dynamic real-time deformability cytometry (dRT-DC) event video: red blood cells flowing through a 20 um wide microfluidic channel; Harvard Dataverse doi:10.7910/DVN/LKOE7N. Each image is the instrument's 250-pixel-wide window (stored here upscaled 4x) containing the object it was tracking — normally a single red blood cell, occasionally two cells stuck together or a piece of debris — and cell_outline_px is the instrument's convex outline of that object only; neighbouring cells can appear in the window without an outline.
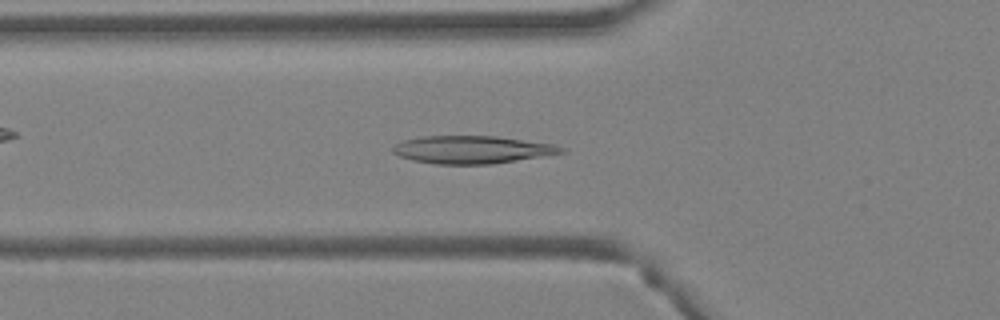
{"species": "Egyptian fruit bat (a non-hibernating species)", "species_latin": "Rousettus aegyptiacus", "temperature_condition": "warm", "stored_images_in_passage": 34, "camera_frame_rate_fps": 3000, "um_per_image_px": 0.085, "animal": {"sex": "female"}, "frame": {"image": 1, "passage_image": 5, "time_ms": 1.333, "image_size_px": [1000, 320], "cell_outline_px": [[568, 152], [492, 164], [436, 164], [412, 160], [400, 156], [392, 152], [392, 148], [396, 144], [404, 140], [420, 136], [496, 136], [552, 144], [564, 148]], "centroid_in_image_um": [40.12, 12.72], "position_along_channel_um": 85.7, "area_um2": 27.11}}
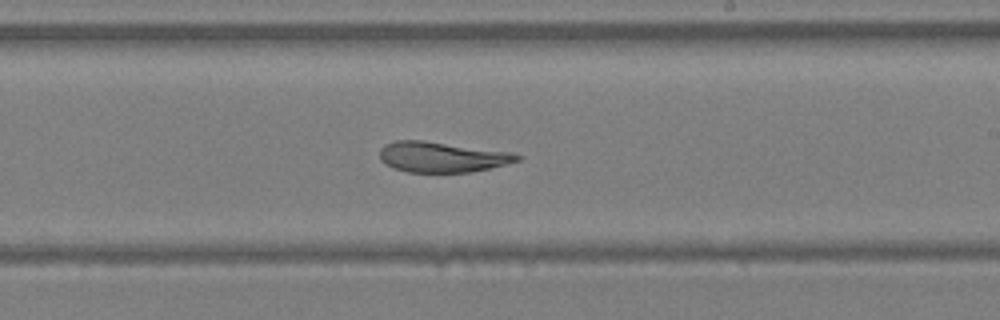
{"frame": {"image": 2, "passage_image": 16, "time_ms": 5.0, "image_size_px": [1000, 320], "cell_outline_px": [[524, 156], [520, 160], [472, 172], [408, 172], [392, 168], [384, 164], [380, 160], [380, 148], [384, 144], [396, 140], [424, 140], [512, 152]], "centroid_in_image_um": [37.54, 13.34], "position_along_channel_um": 251.5, "area_um2": 24.57}}
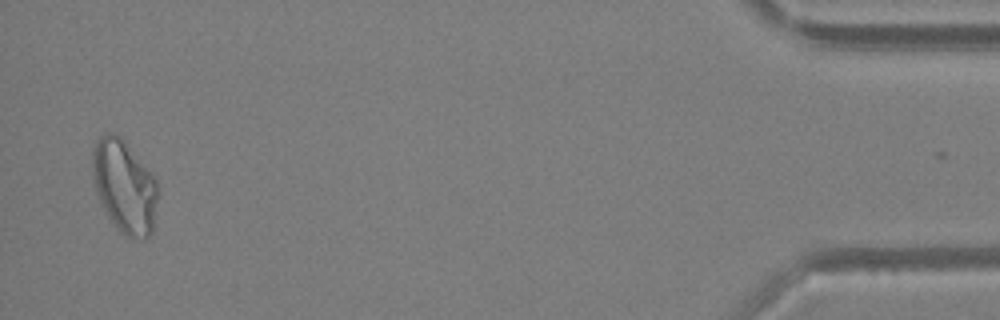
{"frame": {"image": 3, "passage_image": 33, "time_ms": 10.667, "image_size_px": [1000, 320], "cell_outline_px": [[160, 192], [152, 232], [148, 236], [128, 236], [120, 232], [108, 216], [100, 204], [96, 192], [92, 176], [92, 152], [96, 140], [100, 136], [108, 132], [112, 132], [120, 136], [124, 140], [156, 180], [160, 188]], "centroid_in_image_um": [10.57, 15.82], "position_along_channel_um": 424.6, "area_um2": 35.43}, "authors_computed_cell_mechanics": {"area_um2": 26.1834, "velocity_mm_per_s": 4.5201, "shape_relaxation_time_tau1_ms": null, "shape_relaxation_time_tau2_ms": 2.507, "deformation_change_tau1": null, "deformation_change_tau2": 0.0857}}